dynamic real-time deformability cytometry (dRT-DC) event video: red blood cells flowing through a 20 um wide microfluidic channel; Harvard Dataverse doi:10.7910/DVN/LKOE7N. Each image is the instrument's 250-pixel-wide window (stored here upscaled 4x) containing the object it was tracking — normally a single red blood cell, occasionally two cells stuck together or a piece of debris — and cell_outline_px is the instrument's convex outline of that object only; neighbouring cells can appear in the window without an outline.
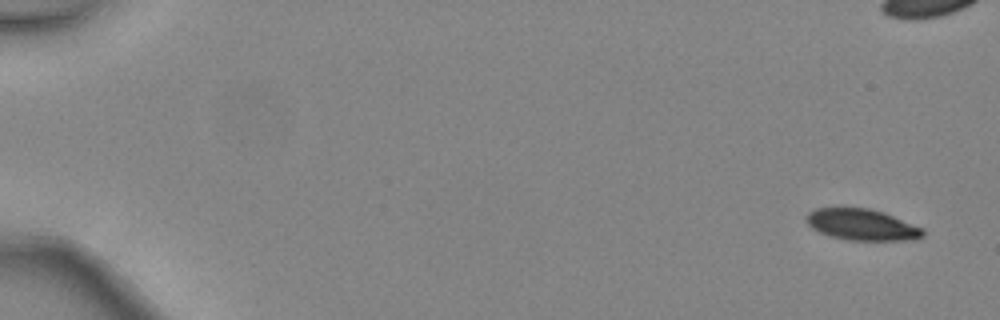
{"species": "common noctule bat (a hibernating species)", "species_latin": "Nyctalus noctula", "temperature_condition": "warm", "stored_images_in_passage": 3, "camera_frame_rate_fps": 3000, "um_per_image_px": 0.085, "animal": {"sex": "female", "body_mass_g": 24.6, "forearm_length_mm": 56.2}, "frame": {"image": 1, "passage_image": 3, "time_ms": 0.667, "image_size_px": [1000, 320], "cell_outline_px": [[924, 236], [908, 240], [848, 240], [832, 236], [820, 232], [812, 228], [804, 220], [808, 212], [816, 208], [868, 208], [884, 212], [920, 228], [924, 232]], "centroid_in_image_um": [73.2, 19.09], "position_along_channel_um": 11.8, "area_um2": 20.92}}